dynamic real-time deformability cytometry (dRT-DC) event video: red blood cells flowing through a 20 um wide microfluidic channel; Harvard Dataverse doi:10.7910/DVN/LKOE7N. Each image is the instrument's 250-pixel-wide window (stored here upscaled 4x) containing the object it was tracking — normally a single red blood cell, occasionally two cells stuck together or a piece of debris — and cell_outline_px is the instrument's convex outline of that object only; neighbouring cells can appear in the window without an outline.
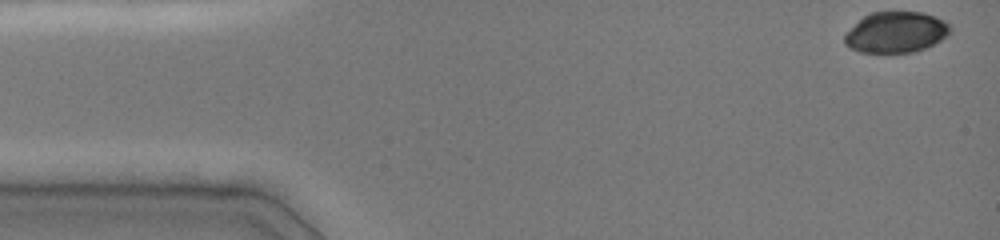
{"species": "common noctule bat (a hibernating species)", "species_latin": "Nyctalus noctula", "temperature_condition": "cold", "stored_images_in_passage": 42, "camera_frame_rate_fps": 3000, "um_per_image_px": 0.085, "animal": {"sex": "female", "body_mass_g": 19.0, "forearm_length_mm": 51.5}, "frame": {"image": 1, "passage_image": 1, "time_ms": 0.0, "image_size_px": [1000, 240], "cell_outline_px": [[952, 32], [948, 36], [916, 52], [860, 52], [844, 44], [844, 36], [864, 16], [872, 12], [924, 12], [936, 16], [944, 20], [952, 28]], "centroid_in_image_um": [76.21, 2.73], "position_along_channel_um": 8.8, "area_um2": 25.03}}
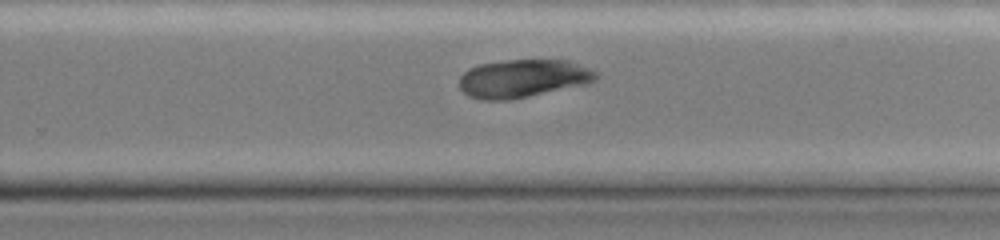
{"frame": {"image": 2, "passage_image": 30, "time_ms": 9.667, "image_size_px": [1000, 240], "cell_outline_px": [[596, 80], [588, 84], [508, 100], [480, 100], [468, 96], [460, 88], [460, 76], [468, 68], [480, 64], [508, 60], [568, 60], [588, 68], [596, 72]], "centroid_in_image_um": [44.43, 6.67], "position_along_channel_um": 285.4, "area_um2": 30.23}}
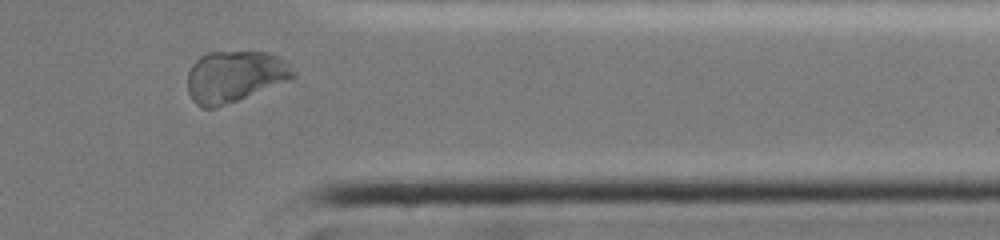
{"frame": {"image": 3, "passage_image": 38, "time_ms": 12.333, "image_size_px": [1000, 240], "cell_outline_px": [[296, 76], [288, 80], [216, 108], [200, 108], [192, 100], [188, 92], [188, 72], [192, 64], [200, 56], [208, 52], [268, 52], [280, 56], [296, 72]], "centroid_in_image_um": [19.92, 6.49], "position_along_channel_um": 391.5, "area_um2": 31.5}}